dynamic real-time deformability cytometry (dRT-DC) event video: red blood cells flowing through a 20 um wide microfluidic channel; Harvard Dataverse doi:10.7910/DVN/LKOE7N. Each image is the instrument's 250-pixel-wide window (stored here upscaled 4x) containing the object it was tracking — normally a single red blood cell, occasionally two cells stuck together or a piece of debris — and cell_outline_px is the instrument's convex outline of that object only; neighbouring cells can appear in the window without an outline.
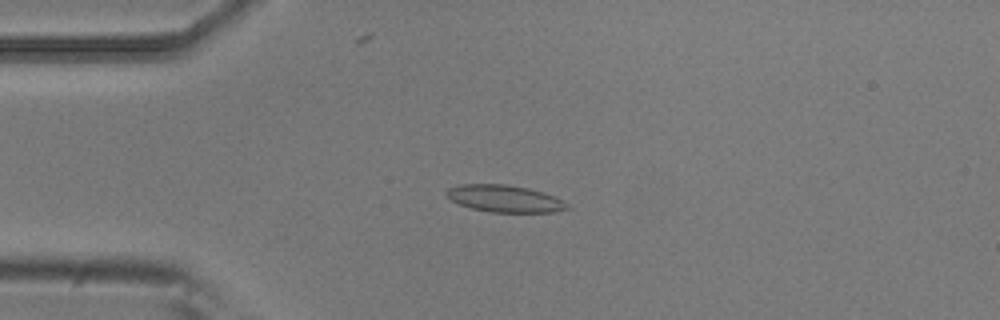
{"species": "common noctule bat (a hibernating species)", "species_latin": "Nyctalus noctula", "temperature_condition": "room temperature", "stored_images_in_passage": 6, "camera_frame_rate_fps": 3000, "um_per_image_px": 0.085, "animal": {"sex": "male", "body_mass_g": 20.5, "forearm_length_mm": 52.5}, "frame": {"image": 1, "passage_image": 4, "time_ms": 1.0, "image_size_px": [1000, 320], "cell_outline_px": [[572, 208], [556, 212], [488, 212], [472, 208], [460, 204], [452, 200], [448, 196], [448, 188], [460, 184], [504, 184], [528, 188], [544, 192], [568, 204]], "centroid_in_image_um": [42.93, 16.89], "position_along_channel_um": 42.1, "area_um2": 18.84}}
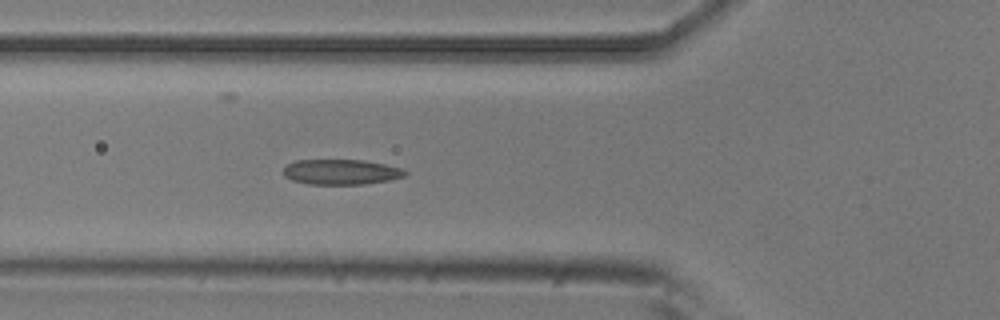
{"frame": {"image": 2, "passage_image": 6, "time_ms": 1.667, "image_size_px": [1000, 320], "cell_outline_px": [[408, 172], [404, 176], [388, 180], [364, 184], [308, 184], [292, 180], [284, 176], [284, 168], [288, 164], [296, 160], [364, 160], [384, 164], [400, 168]], "centroid_in_image_um": [28.97, 14.61], "position_along_channel_um": 96.8, "area_um2": 17.74}}